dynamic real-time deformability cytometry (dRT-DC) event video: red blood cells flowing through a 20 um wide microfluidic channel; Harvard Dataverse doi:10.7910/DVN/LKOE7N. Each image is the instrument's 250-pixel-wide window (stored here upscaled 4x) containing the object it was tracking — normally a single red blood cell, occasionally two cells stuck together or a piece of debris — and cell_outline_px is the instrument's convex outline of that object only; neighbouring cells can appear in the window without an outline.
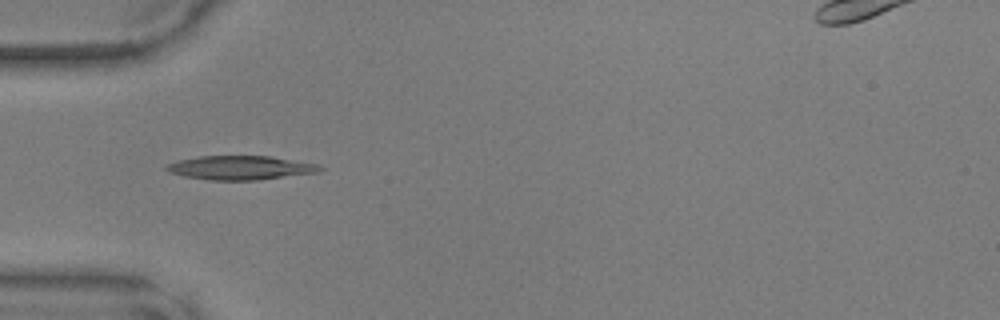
{"species": "common noctule bat (a hibernating species)", "species_latin": "Nyctalus noctula", "temperature_condition": "warm", "stored_images_in_passage": 34, "camera_frame_rate_fps": 3000, "um_per_image_px": 0.085, "animal": {"sex": "male", "body_mass_g": 17.9, "forearm_length_mm": 54.2}, "frame": {"image": 1, "passage_image": 1, "time_ms": 0.0, "image_size_px": [1000, 320], "cell_outline_px": [[324, 168], [320, 172], [260, 180], [208, 180], [184, 176], [168, 172], [164, 168], [168, 164], [180, 160], [200, 156], [268, 156], [320, 164]], "centroid_in_image_um": [20.48, 14.26], "position_along_channel_um": 64.5, "area_um2": 21.5}}